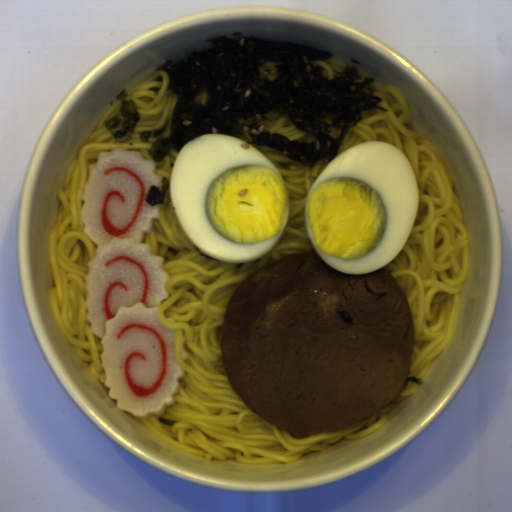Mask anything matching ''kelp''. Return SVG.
Returning <instances> with one entry per match:
<instances>
[{
  "instance_id": "99668d17",
  "label": "kelp",
  "mask_w": 512,
  "mask_h": 512,
  "mask_svg": "<svg viewBox=\"0 0 512 512\" xmlns=\"http://www.w3.org/2000/svg\"><path fill=\"white\" fill-rule=\"evenodd\" d=\"M206 37L201 45L179 60H167L157 71H165V92L176 95L169 134L166 117L161 128L138 133L140 141L156 139L148 149L155 163L161 162L201 134H226L251 145L283 153L312 171L319 160L331 162L338 156L347 131L363 120V111L389 112L378 103L376 78L362 77L359 69L345 64L323 75L325 61L334 55L290 40H273L243 35L240 31ZM279 110L301 131L313 134L310 143L290 141L266 129L254 134L260 123L239 119L266 120L265 112Z\"/></svg>"
},
{
  "instance_id": "604fcf36",
  "label": "kelp",
  "mask_w": 512,
  "mask_h": 512,
  "mask_svg": "<svg viewBox=\"0 0 512 512\" xmlns=\"http://www.w3.org/2000/svg\"><path fill=\"white\" fill-rule=\"evenodd\" d=\"M161 182L162 188L157 185H150L145 195V202L147 205L153 207L164 204L167 189L170 188V179H168L167 176L162 175Z\"/></svg>"
},
{
  "instance_id": "cf089659",
  "label": "kelp",
  "mask_w": 512,
  "mask_h": 512,
  "mask_svg": "<svg viewBox=\"0 0 512 512\" xmlns=\"http://www.w3.org/2000/svg\"><path fill=\"white\" fill-rule=\"evenodd\" d=\"M128 96V89L123 88L115 99L122 102L118 113L106 119L102 124L114 137L115 142H119L128 134H133L141 118L137 103L134 99H125Z\"/></svg>"
}]
</instances>
